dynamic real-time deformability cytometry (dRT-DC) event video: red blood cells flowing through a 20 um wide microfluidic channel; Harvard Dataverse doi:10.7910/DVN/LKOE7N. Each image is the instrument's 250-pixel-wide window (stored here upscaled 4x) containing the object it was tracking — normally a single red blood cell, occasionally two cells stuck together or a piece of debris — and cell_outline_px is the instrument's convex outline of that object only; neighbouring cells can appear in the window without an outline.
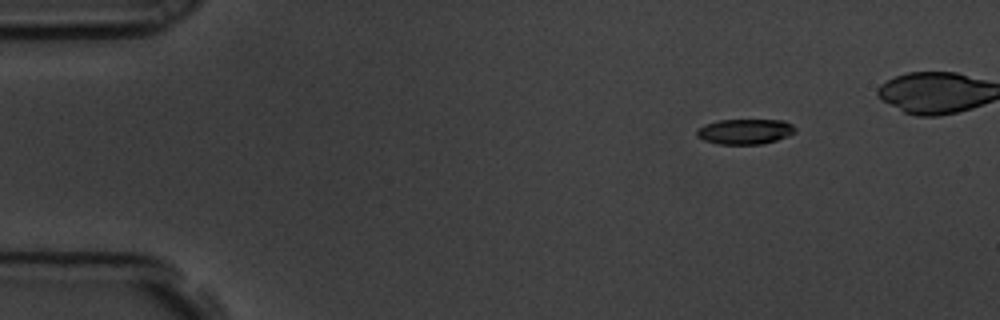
{"species": "common noctule bat (a hibernating species)", "species_latin": "Nyctalus noctula", "temperature_condition": "room temperature", "stored_images_in_passage": 44, "camera_frame_rate_fps": 3000, "um_per_image_px": 0.085, "animal": {"sex": "male", "body_mass_g": 19.5, "forearm_length_mm": 54.6}, "frame": {"image": 1, "passage_image": 1, "time_ms": 0.0, "image_size_px": [1000, 320], "cell_outline_px": [[796, 132], [788, 136], [776, 140], [760, 144], [716, 144], [704, 140], [696, 136], [696, 128], [704, 124], [720, 120], [784, 120], [792, 124], [796, 128]], "centroid_in_image_um": [63.31, 11.18], "position_along_channel_um": 21.7, "area_um2": 14.62}}
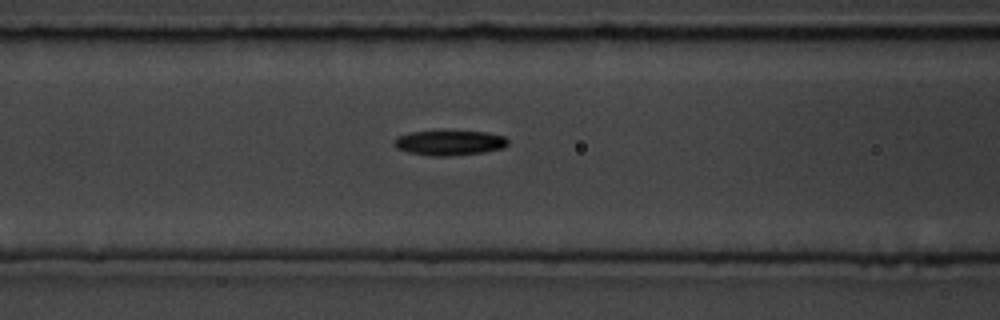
{"frame": {"image": 2, "passage_image": 17, "time_ms": 5.333, "image_size_px": [1000, 320], "cell_outline_px": [[508, 144], [504, 148], [484, 152], [448, 156], [428, 156], [408, 152], [396, 148], [392, 144], [392, 140], [396, 136], [412, 132], [484, 132], [504, 136], [508, 140]], "centroid_in_image_um": [38.16, 12.16], "position_along_channel_um": 128.4, "area_um2": 16.47}}
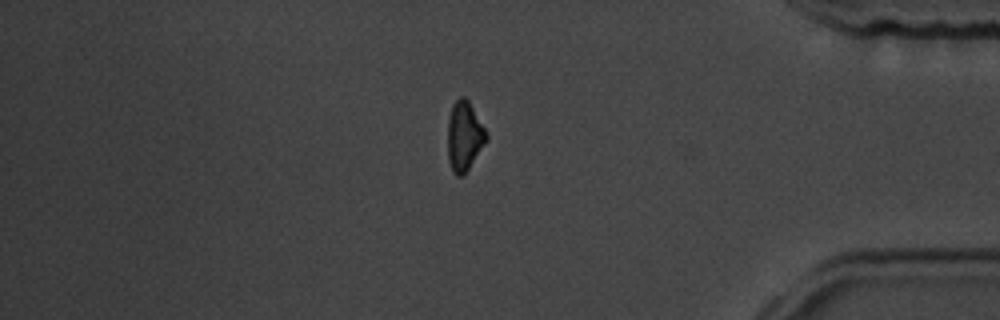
{"frame": {"image": 3, "passage_image": 42, "time_ms": 13.667, "image_size_px": [1000, 320], "cell_outline_px": [[488, 140], [464, 176], [456, 176], [452, 172], [448, 160], [448, 120], [452, 104], [460, 96], [464, 96], [468, 100], [484, 128], [488, 136]], "centroid_in_image_um": [39.46, 11.61], "position_along_channel_um": 395.7, "area_um2": 15.78}}